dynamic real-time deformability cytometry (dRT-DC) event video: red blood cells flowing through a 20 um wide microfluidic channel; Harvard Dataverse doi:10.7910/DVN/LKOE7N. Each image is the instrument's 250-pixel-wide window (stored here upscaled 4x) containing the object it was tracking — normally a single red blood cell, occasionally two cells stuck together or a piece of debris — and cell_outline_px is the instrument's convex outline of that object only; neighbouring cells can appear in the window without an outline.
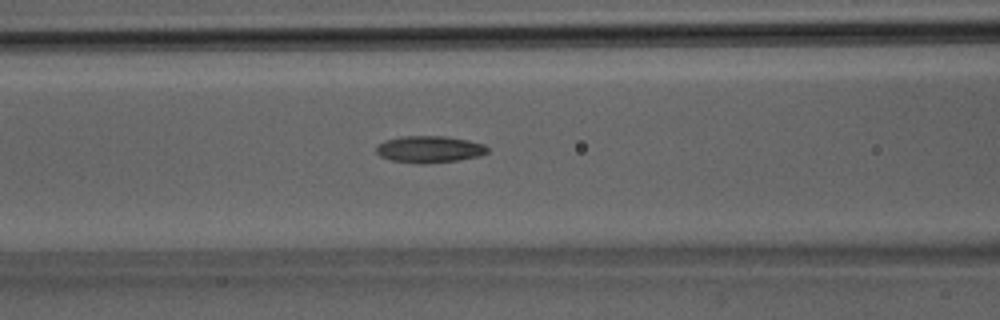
{"species": "Egyptian fruit bat (a non-hibernating species)", "species_latin": "Rousettus aegyptiacus", "temperature_condition": "room temperature", "stored_images_in_passage": 28, "camera_frame_rate_fps": 3000, "um_per_image_px": 0.085, "animal": {"sex": "male"}, "frame": {"image": 1, "passage_image": 5, "time_ms": 1.333, "image_size_px": [1000, 320], "cell_outline_px": [[488, 152], [480, 156], [460, 160], [424, 164], [420, 164], [392, 160], [380, 156], [376, 152], [376, 144], [384, 140], [400, 136], [444, 136], [468, 140], [484, 144], [488, 148]], "centroid_in_image_um": [36.49, 12.69], "position_along_channel_um": 130.1, "area_um2": 17.57}}
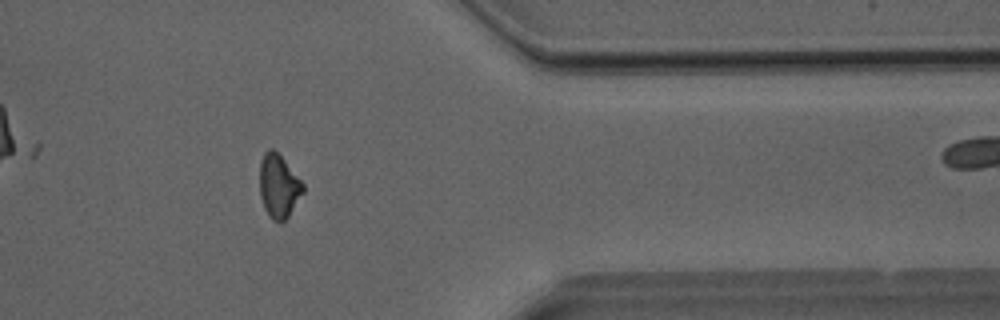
{"frame": {"image": 2, "passage_image": 20, "time_ms": 6.333, "image_size_px": [1000, 320], "cell_outline_px": [[304, 192], [288, 216], [280, 224], [272, 220], [268, 216], [264, 208], [260, 196], [260, 160], [264, 152], [268, 148], [272, 148], [284, 160], [304, 184]], "centroid_in_image_um": [23.67, 15.84], "position_along_channel_um": 387.7, "area_um2": 16.07}}